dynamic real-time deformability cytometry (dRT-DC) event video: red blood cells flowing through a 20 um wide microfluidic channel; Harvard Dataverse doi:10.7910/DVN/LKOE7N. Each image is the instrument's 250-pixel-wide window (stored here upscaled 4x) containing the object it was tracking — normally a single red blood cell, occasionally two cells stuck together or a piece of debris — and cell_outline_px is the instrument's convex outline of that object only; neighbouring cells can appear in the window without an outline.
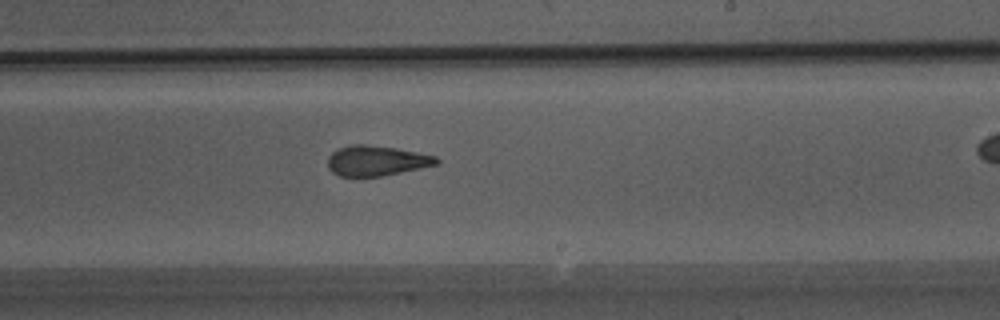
{"species": "Egyptian fruit bat (a non-hibernating species)", "species_latin": "Rousettus aegyptiacus", "temperature_condition": "warm", "stored_images_in_passage": 31, "camera_frame_rate_fps": 3000, "um_per_image_px": 0.085, "animal": {"sex": "male"}, "frame": {"image": 1, "passage_image": 22, "time_ms": 7.0, "image_size_px": [1000, 320], "cell_outline_px": [[440, 160], [436, 164], [384, 176], [340, 176], [332, 172], [328, 168], [328, 156], [332, 152], [340, 148], [352, 144], [364, 144], [396, 148], [436, 156]], "centroid_in_image_um": [31.97, 13.66], "position_along_channel_um": 257.0, "area_um2": 18.96}}